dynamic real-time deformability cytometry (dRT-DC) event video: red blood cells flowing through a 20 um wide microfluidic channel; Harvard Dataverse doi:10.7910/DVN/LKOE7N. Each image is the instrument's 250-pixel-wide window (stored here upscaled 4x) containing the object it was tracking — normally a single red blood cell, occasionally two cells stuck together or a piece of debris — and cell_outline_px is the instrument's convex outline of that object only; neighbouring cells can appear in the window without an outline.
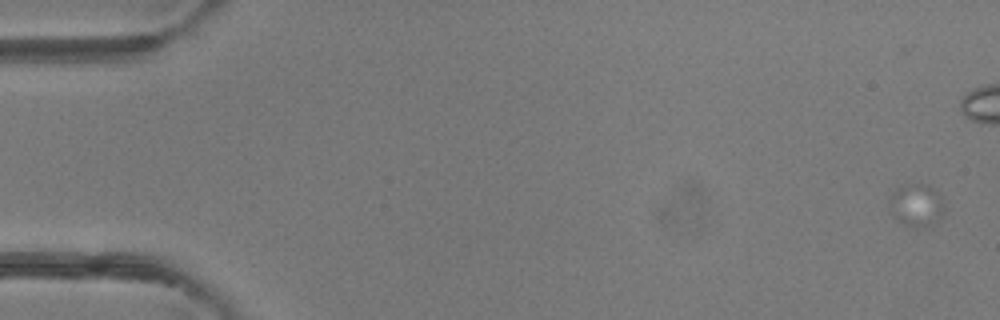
{"species": "common noctule bat (a hibernating species)", "species_latin": "Nyctalus noctula", "temperature_condition": "room temperature", "stored_images_in_passage": 17, "camera_frame_rate_fps": 3000, "um_per_image_px": 0.085, "animal": {"sex": "female"}, "frame": {"image": 1, "passage_image": 2, "time_ms": 0.333, "image_size_px": [1000, 320], "cell_outline_px": [[944, 212], [928, 228], [916, 228], [904, 224], [896, 220], [892, 216], [892, 192], [896, 188], [916, 184], [928, 184], [940, 196], [944, 204]], "centroid_in_image_um": [77.93, 17.48], "position_along_channel_um": 7.1, "area_um2": 13.35}}